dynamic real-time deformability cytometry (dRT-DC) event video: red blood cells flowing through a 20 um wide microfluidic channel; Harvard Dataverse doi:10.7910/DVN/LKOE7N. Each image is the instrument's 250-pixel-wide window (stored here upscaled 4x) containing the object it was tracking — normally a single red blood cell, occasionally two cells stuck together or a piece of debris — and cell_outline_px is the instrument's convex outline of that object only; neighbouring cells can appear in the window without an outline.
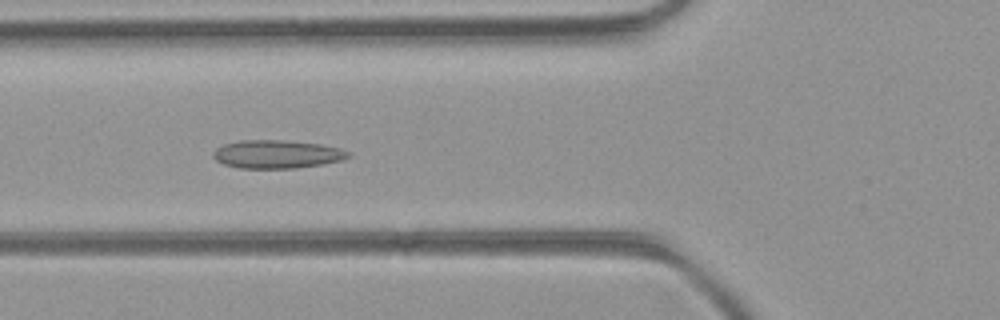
{"species": "common noctule bat (a hibernating species)", "species_latin": "Nyctalus noctula", "temperature_condition": "room temperature", "stored_images_in_passage": 53, "camera_frame_rate_fps": 3000, "um_per_image_px": 0.085, "animal": {"sex": "female", "body_mass_g": 21.9}, "frame": {"image": 1, "passage_image": 19, "time_ms": 6.0, "image_size_px": [1000, 320], "cell_outline_px": [[352, 156], [344, 160], [324, 164], [296, 168], [240, 168], [224, 164], [216, 160], [212, 156], [212, 152], [216, 148], [224, 144], [240, 140], [284, 140], [320, 144], [340, 148], [352, 152]], "centroid_in_image_um": [23.58, 13.11], "position_along_channel_um": 102.2, "area_um2": 22.48}}
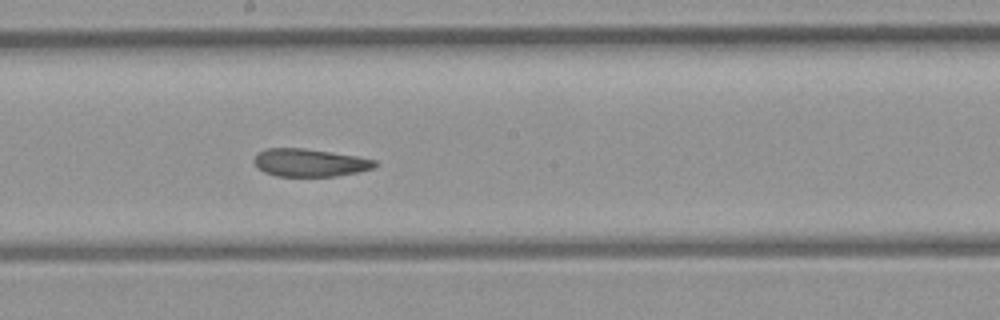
{"frame": {"image": 2, "passage_image": 28, "time_ms": 9.0, "image_size_px": [1000, 320], "cell_outline_px": [[380, 164], [376, 168], [336, 176], [276, 176], [264, 172], [252, 160], [260, 152], [268, 148], [304, 148], [356, 156], [376, 160]], "centroid_in_image_um": [26.38, 13.83], "position_along_channel_um": 221.8, "area_um2": 19.48}}
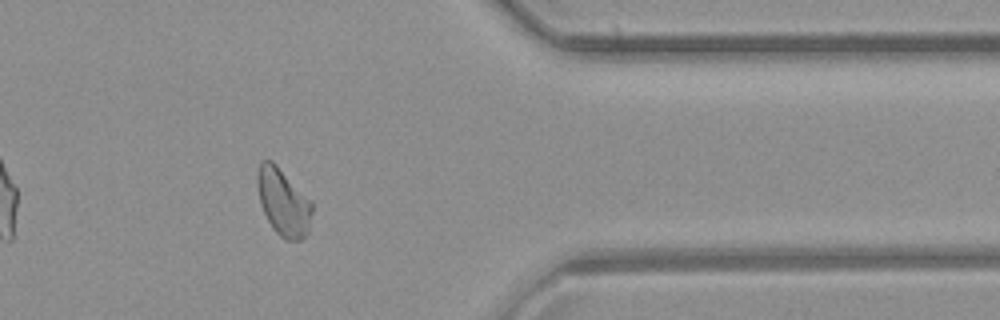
{"frame": {"image": 3, "passage_image": 42, "time_ms": 13.667, "image_size_px": [1000, 320], "cell_outline_px": [[312, 212], [308, 232], [300, 240], [284, 240], [272, 228], [260, 204], [256, 184], [256, 172], [260, 160], [272, 160], [312, 200]], "centroid_in_image_um": [24.06, 17.15], "position_along_channel_um": 387.3, "area_um2": 21.73}, "authors_computed_cell_mechanics": {"area_um2": 21.7328, "velocity_mm_per_s": 3.9659, "shape_relaxation_time_tau1_ms": null, "shape_relaxation_time_tau2_ms": 3.964, "deformation_change_tau1": null, "deformation_change_tau2": 0.0861}}